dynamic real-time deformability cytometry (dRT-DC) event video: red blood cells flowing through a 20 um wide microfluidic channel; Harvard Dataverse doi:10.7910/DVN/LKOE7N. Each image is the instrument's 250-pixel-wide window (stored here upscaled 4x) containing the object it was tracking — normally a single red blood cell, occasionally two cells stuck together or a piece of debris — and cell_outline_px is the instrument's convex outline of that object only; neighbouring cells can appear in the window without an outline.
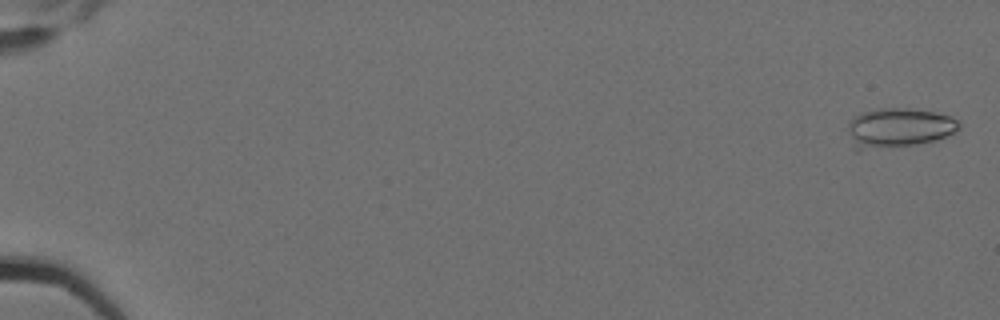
{"species": "Egyptian fruit bat (a non-hibernating species)", "species_latin": "Rousettus aegyptiacus", "temperature_condition": "cold", "stored_images_in_passage": 4, "camera_frame_rate_fps": 3000, "um_per_image_px": 0.085, "animal": {"sex": "female"}, "frame": {"image": 1, "passage_image": 1, "time_ms": 0.0, "image_size_px": [1000, 320], "cell_outline_px": [[960, 128], [936, 140], [916, 144], [860, 152], [856, 152], [852, 148], [848, 132], [848, 120], [852, 116], [860, 112], [880, 108], [904, 108], [936, 112], [960, 120]], "centroid_in_image_um": [76.28, 10.89], "position_along_channel_um": 8.7, "area_um2": 26.24}}